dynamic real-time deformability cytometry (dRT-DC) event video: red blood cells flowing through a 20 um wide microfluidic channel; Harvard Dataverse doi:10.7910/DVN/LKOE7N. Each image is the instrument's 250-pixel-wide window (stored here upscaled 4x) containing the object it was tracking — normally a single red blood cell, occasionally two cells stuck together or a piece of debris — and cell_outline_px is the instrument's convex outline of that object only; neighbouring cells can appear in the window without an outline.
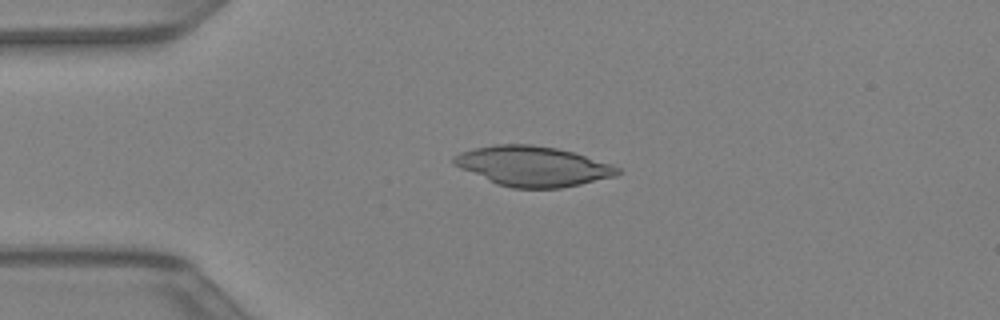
{"species": "Egyptian fruit bat (a non-hibernating species)", "species_latin": "Rousettus aegyptiacus", "temperature_condition": "warm", "stored_images_in_passage": 42, "camera_frame_rate_fps": 3000, "um_per_image_px": 0.085, "animal": {"sex": "female"}, "frame": {"image": 1, "passage_image": 10, "time_ms": 3.0, "image_size_px": [1000, 320], "cell_outline_px": [[620, 172], [616, 176], [580, 184], [560, 188], [512, 188], [496, 184], [460, 168], [452, 164], [452, 160], [460, 152], [476, 148], [496, 144], [532, 144], [556, 148], [572, 152], [612, 164], [620, 168]], "centroid_in_image_um": [45.29, 14.13], "position_along_channel_um": 39.7, "area_um2": 37.97}}